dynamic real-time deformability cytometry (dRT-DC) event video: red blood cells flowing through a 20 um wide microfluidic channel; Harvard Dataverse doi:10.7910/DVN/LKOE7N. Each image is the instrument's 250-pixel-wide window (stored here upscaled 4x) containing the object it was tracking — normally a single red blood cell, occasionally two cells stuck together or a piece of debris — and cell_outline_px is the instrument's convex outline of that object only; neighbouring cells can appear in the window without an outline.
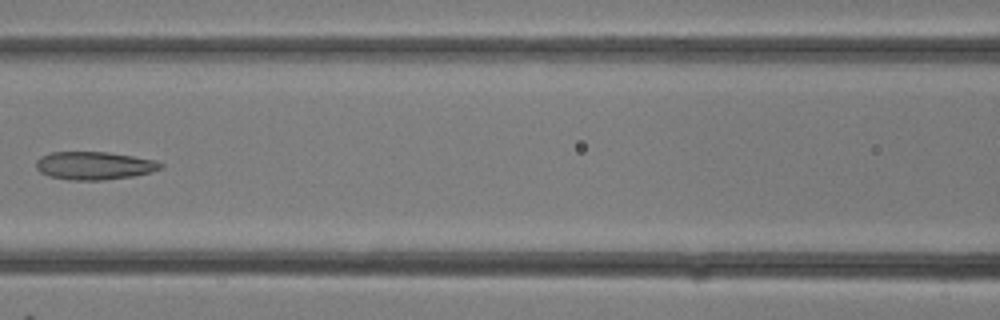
{"species": "common noctule bat (a hibernating species)", "species_latin": "Nyctalus noctula", "temperature_condition": "room temperature", "stored_images_in_passage": 12, "camera_frame_rate_fps": 3000, "um_per_image_px": 0.085, "animal": {"sex": "female"}, "frame": {"image": 1, "passage_image": 9, "time_ms": 2.667, "image_size_px": [1000, 320], "cell_outline_px": [[164, 168], [152, 172], [132, 176], [104, 180], [68, 180], [52, 176], [40, 172], [36, 168], [36, 160], [40, 156], [52, 152], [108, 152], [156, 160], [164, 164]], "centroid_in_image_um": [8.04, 14.07], "position_along_channel_um": 158.6, "area_um2": 20.4}}
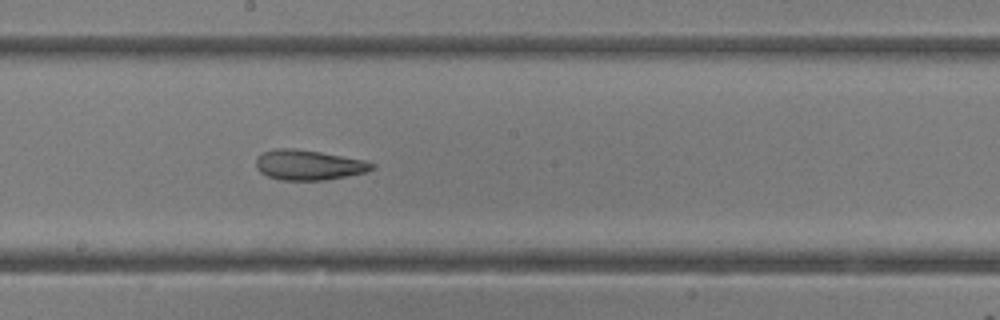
{"frame": {"image": 2, "passage_image": 12, "time_ms": 3.667, "image_size_px": [1000, 320], "cell_outline_px": [[376, 168], [368, 172], [348, 176], [324, 180], [280, 180], [268, 176], [260, 172], [256, 168], [256, 156], [264, 152], [276, 148], [296, 148], [320, 152], [364, 160], [376, 164]], "centroid_in_image_um": [26.25, 14.02], "position_along_channel_um": 222.0, "area_um2": 20.52}}